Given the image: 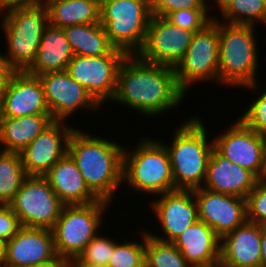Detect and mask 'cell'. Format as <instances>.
<instances>
[{
  "instance_id": "1",
  "label": "cell",
  "mask_w": 266,
  "mask_h": 267,
  "mask_svg": "<svg viewBox=\"0 0 266 267\" xmlns=\"http://www.w3.org/2000/svg\"><path fill=\"white\" fill-rule=\"evenodd\" d=\"M173 67L149 63L127 55L118 69L113 103L131 108L146 118L177 109L186 98Z\"/></svg>"
},
{
  "instance_id": "2",
  "label": "cell",
  "mask_w": 266,
  "mask_h": 267,
  "mask_svg": "<svg viewBox=\"0 0 266 267\" xmlns=\"http://www.w3.org/2000/svg\"><path fill=\"white\" fill-rule=\"evenodd\" d=\"M124 147L112 138L93 136L76 127L69 136L67 153L75 161L85 183L99 199L110 203L123 184Z\"/></svg>"
},
{
  "instance_id": "3",
  "label": "cell",
  "mask_w": 266,
  "mask_h": 267,
  "mask_svg": "<svg viewBox=\"0 0 266 267\" xmlns=\"http://www.w3.org/2000/svg\"><path fill=\"white\" fill-rule=\"evenodd\" d=\"M200 116L182 121L174 132L172 141L164 143L171 160L175 189L201 188L214 149L213 139Z\"/></svg>"
},
{
  "instance_id": "4",
  "label": "cell",
  "mask_w": 266,
  "mask_h": 267,
  "mask_svg": "<svg viewBox=\"0 0 266 267\" xmlns=\"http://www.w3.org/2000/svg\"><path fill=\"white\" fill-rule=\"evenodd\" d=\"M156 139L144 136L135 147H130V150L128 146L124 147L123 184L132 192L155 197L175 190L170 155L164 145L165 141Z\"/></svg>"
},
{
  "instance_id": "5",
  "label": "cell",
  "mask_w": 266,
  "mask_h": 267,
  "mask_svg": "<svg viewBox=\"0 0 266 267\" xmlns=\"http://www.w3.org/2000/svg\"><path fill=\"white\" fill-rule=\"evenodd\" d=\"M255 29L252 25L218 20L219 84L222 86L243 88L257 82L260 56Z\"/></svg>"
},
{
  "instance_id": "6",
  "label": "cell",
  "mask_w": 266,
  "mask_h": 267,
  "mask_svg": "<svg viewBox=\"0 0 266 267\" xmlns=\"http://www.w3.org/2000/svg\"><path fill=\"white\" fill-rule=\"evenodd\" d=\"M0 17L7 47L5 57L17 71H26L36 59L43 32L49 24L47 7L45 4L12 7L1 11Z\"/></svg>"
},
{
  "instance_id": "7",
  "label": "cell",
  "mask_w": 266,
  "mask_h": 267,
  "mask_svg": "<svg viewBox=\"0 0 266 267\" xmlns=\"http://www.w3.org/2000/svg\"><path fill=\"white\" fill-rule=\"evenodd\" d=\"M151 16L150 0H100V24L111 44L127 55L141 49Z\"/></svg>"
},
{
  "instance_id": "8",
  "label": "cell",
  "mask_w": 266,
  "mask_h": 267,
  "mask_svg": "<svg viewBox=\"0 0 266 267\" xmlns=\"http://www.w3.org/2000/svg\"><path fill=\"white\" fill-rule=\"evenodd\" d=\"M109 206L110 202L102 199L85 205H64L51 229L57 256L68 260L77 257L101 230Z\"/></svg>"
},
{
  "instance_id": "9",
  "label": "cell",
  "mask_w": 266,
  "mask_h": 267,
  "mask_svg": "<svg viewBox=\"0 0 266 267\" xmlns=\"http://www.w3.org/2000/svg\"><path fill=\"white\" fill-rule=\"evenodd\" d=\"M174 69L177 84L185 94L198 82L219 84V33L215 16L195 32L184 57Z\"/></svg>"
},
{
  "instance_id": "10",
  "label": "cell",
  "mask_w": 266,
  "mask_h": 267,
  "mask_svg": "<svg viewBox=\"0 0 266 267\" xmlns=\"http://www.w3.org/2000/svg\"><path fill=\"white\" fill-rule=\"evenodd\" d=\"M22 227L52 229L64 204L45 176H27L9 204Z\"/></svg>"
},
{
  "instance_id": "11",
  "label": "cell",
  "mask_w": 266,
  "mask_h": 267,
  "mask_svg": "<svg viewBox=\"0 0 266 267\" xmlns=\"http://www.w3.org/2000/svg\"><path fill=\"white\" fill-rule=\"evenodd\" d=\"M127 54L115 48L109 55L73 56L67 72L101 106L111 102L116 89L118 69Z\"/></svg>"
},
{
  "instance_id": "12",
  "label": "cell",
  "mask_w": 266,
  "mask_h": 267,
  "mask_svg": "<svg viewBox=\"0 0 266 267\" xmlns=\"http://www.w3.org/2000/svg\"><path fill=\"white\" fill-rule=\"evenodd\" d=\"M194 34L171 24L164 17L152 15L144 43L136 55L146 62L175 68L184 57Z\"/></svg>"
},
{
  "instance_id": "13",
  "label": "cell",
  "mask_w": 266,
  "mask_h": 267,
  "mask_svg": "<svg viewBox=\"0 0 266 267\" xmlns=\"http://www.w3.org/2000/svg\"><path fill=\"white\" fill-rule=\"evenodd\" d=\"M44 88L45 102L54 120L67 121L75 112L100 111L101 106L67 71L49 72L38 76ZM85 109V110H84Z\"/></svg>"
},
{
  "instance_id": "14",
  "label": "cell",
  "mask_w": 266,
  "mask_h": 267,
  "mask_svg": "<svg viewBox=\"0 0 266 267\" xmlns=\"http://www.w3.org/2000/svg\"><path fill=\"white\" fill-rule=\"evenodd\" d=\"M153 199L150 200L149 208L152 209L156 220H158L157 222H159L157 224H160L163 231L159 235L148 229V234L153 238L164 242H172L189 226L199 220L198 206L193 190L175 189Z\"/></svg>"
},
{
  "instance_id": "15",
  "label": "cell",
  "mask_w": 266,
  "mask_h": 267,
  "mask_svg": "<svg viewBox=\"0 0 266 267\" xmlns=\"http://www.w3.org/2000/svg\"><path fill=\"white\" fill-rule=\"evenodd\" d=\"M228 128L213 138L214 149L261 179L265 136L252 130L239 117Z\"/></svg>"
},
{
  "instance_id": "16",
  "label": "cell",
  "mask_w": 266,
  "mask_h": 267,
  "mask_svg": "<svg viewBox=\"0 0 266 267\" xmlns=\"http://www.w3.org/2000/svg\"><path fill=\"white\" fill-rule=\"evenodd\" d=\"M198 217L222 238L247 221L246 199L203 187L193 190Z\"/></svg>"
},
{
  "instance_id": "17",
  "label": "cell",
  "mask_w": 266,
  "mask_h": 267,
  "mask_svg": "<svg viewBox=\"0 0 266 267\" xmlns=\"http://www.w3.org/2000/svg\"><path fill=\"white\" fill-rule=\"evenodd\" d=\"M75 126L55 120L19 154L27 176H45L67 153V145Z\"/></svg>"
},
{
  "instance_id": "18",
  "label": "cell",
  "mask_w": 266,
  "mask_h": 267,
  "mask_svg": "<svg viewBox=\"0 0 266 267\" xmlns=\"http://www.w3.org/2000/svg\"><path fill=\"white\" fill-rule=\"evenodd\" d=\"M4 117L51 115L45 102L44 88L38 76L17 71L0 93Z\"/></svg>"
},
{
  "instance_id": "19",
  "label": "cell",
  "mask_w": 266,
  "mask_h": 267,
  "mask_svg": "<svg viewBox=\"0 0 266 267\" xmlns=\"http://www.w3.org/2000/svg\"><path fill=\"white\" fill-rule=\"evenodd\" d=\"M56 256L51 229L21 227L5 244V264L9 267L41 264Z\"/></svg>"
},
{
  "instance_id": "20",
  "label": "cell",
  "mask_w": 266,
  "mask_h": 267,
  "mask_svg": "<svg viewBox=\"0 0 266 267\" xmlns=\"http://www.w3.org/2000/svg\"><path fill=\"white\" fill-rule=\"evenodd\" d=\"M262 225L246 221L221 238L219 267H260Z\"/></svg>"
},
{
  "instance_id": "21",
  "label": "cell",
  "mask_w": 266,
  "mask_h": 267,
  "mask_svg": "<svg viewBox=\"0 0 266 267\" xmlns=\"http://www.w3.org/2000/svg\"><path fill=\"white\" fill-rule=\"evenodd\" d=\"M257 180L251 171L228 161L213 149L202 187L246 199Z\"/></svg>"
},
{
  "instance_id": "22",
  "label": "cell",
  "mask_w": 266,
  "mask_h": 267,
  "mask_svg": "<svg viewBox=\"0 0 266 267\" xmlns=\"http://www.w3.org/2000/svg\"><path fill=\"white\" fill-rule=\"evenodd\" d=\"M172 243L192 267H219L221 238L203 221L193 223Z\"/></svg>"
},
{
  "instance_id": "23",
  "label": "cell",
  "mask_w": 266,
  "mask_h": 267,
  "mask_svg": "<svg viewBox=\"0 0 266 267\" xmlns=\"http://www.w3.org/2000/svg\"><path fill=\"white\" fill-rule=\"evenodd\" d=\"M45 177L64 205H85L100 200L89 189L68 153L52 166Z\"/></svg>"
},
{
  "instance_id": "24",
  "label": "cell",
  "mask_w": 266,
  "mask_h": 267,
  "mask_svg": "<svg viewBox=\"0 0 266 267\" xmlns=\"http://www.w3.org/2000/svg\"><path fill=\"white\" fill-rule=\"evenodd\" d=\"M72 58L73 52L63 28L49 23L43 32L36 59L26 72L39 76L49 72L66 71Z\"/></svg>"
},
{
  "instance_id": "25",
  "label": "cell",
  "mask_w": 266,
  "mask_h": 267,
  "mask_svg": "<svg viewBox=\"0 0 266 267\" xmlns=\"http://www.w3.org/2000/svg\"><path fill=\"white\" fill-rule=\"evenodd\" d=\"M54 121L51 115L4 117L0 144L6 152L20 153Z\"/></svg>"
},
{
  "instance_id": "26",
  "label": "cell",
  "mask_w": 266,
  "mask_h": 267,
  "mask_svg": "<svg viewBox=\"0 0 266 267\" xmlns=\"http://www.w3.org/2000/svg\"><path fill=\"white\" fill-rule=\"evenodd\" d=\"M45 5L56 27L100 22V0H46Z\"/></svg>"
},
{
  "instance_id": "27",
  "label": "cell",
  "mask_w": 266,
  "mask_h": 267,
  "mask_svg": "<svg viewBox=\"0 0 266 267\" xmlns=\"http://www.w3.org/2000/svg\"><path fill=\"white\" fill-rule=\"evenodd\" d=\"M63 30L70 43L73 56L109 55L115 49L100 22L70 25L63 27Z\"/></svg>"
},
{
  "instance_id": "28",
  "label": "cell",
  "mask_w": 266,
  "mask_h": 267,
  "mask_svg": "<svg viewBox=\"0 0 266 267\" xmlns=\"http://www.w3.org/2000/svg\"><path fill=\"white\" fill-rule=\"evenodd\" d=\"M217 8L221 16L219 13L214 16L225 23L256 26L260 21L266 24V0H223Z\"/></svg>"
},
{
  "instance_id": "29",
  "label": "cell",
  "mask_w": 266,
  "mask_h": 267,
  "mask_svg": "<svg viewBox=\"0 0 266 267\" xmlns=\"http://www.w3.org/2000/svg\"><path fill=\"white\" fill-rule=\"evenodd\" d=\"M27 174L19 153L6 152L0 158V204L9 205Z\"/></svg>"
},
{
  "instance_id": "30",
  "label": "cell",
  "mask_w": 266,
  "mask_h": 267,
  "mask_svg": "<svg viewBox=\"0 0 266 267\" xmlns=\"http://www.w3.org/2000/svg\"><path fill=\"white\" fill-rule=\"evenodd\" d=\"M145 264L147 267H192L172 242L153 238L145 229Z\"/></svg>"
},
{
  "instance_id": "31",
  "label": "cell",
  "mask_w": 266,
  "mask_h": 267,
  "mask_svg": "<svg viewBox=\"0 0 266 267\" xmlns=\"http://www.w3.org/2000/svg\"><path fill=\"white\" fill-rule=\"evenodd\" d=\"M140 242L123 240L115 245L114 252L108 262L109 267H142L145 265V230L140 229Z\"/></svg>"
},
{
  "instance_id": "32",
  "label": "cell",
  "mask_w": 266,
  "mask_h": 267,
  "mask_svg": "<svg viewBox=\"0 0 266 267\" xmlns=\"http://www.w3.org/2000/svg\"><path fill=\"white\" fill-rule=\"evenodd\" d=\"M213 9L214 7L176 10L170 12L165 19L181 29L197 32L213 20Z\"/></svg>"
},
{
  "instance_id": "33",
  "label": "cell",
  "mask_w": 266,
  "mask_h": 267,
  "mask_svg": "<svg viewBox=\"0 0 266 267\" xmlns=\"http://www.w3.org/2000/svg\"><path fill=\"white\" fill-rule=\"evenodd\" d=\"M258 81L251 85L243 87L244 89L258 90L259 94L257 98L252 101V103L246 107L247 109L242 113L239 118L252 130L256 131L259 135L266 137V90L262 93L259 92Z\"/></svg>"
},
{
  "instance_id": "34",
  "label": "cell",
  "mask_w": 266,
  "mask_h": 267,
  "mask_svg": "<svg viewBox=\"0 0 266 267\" xmlns=\"http://www.w3.org/2000/svg\"><path fill=\"white\" fill-rule=\"evenodd\" d=\"M101 231L86 245L84 250L78 255L82 261L95 264L108 265L114 252L115 245L118 243L109 235L100 234ZM109 237V238H108Z\"/></svg>"
},
{
  "instance_id": "35",
  "label": "cell",
  "mask_w": 266,
  "mask_h": 267,
  "mask_svg": "<svg viewBox=\"0 0 266 267\" xmlns=\"http://www.w3.org/2000/svg\"><path fill=\"white\" fill-rule=\"evenodd\" d=\"M247 221L266 226V179H258L246 198Z\"/></svg>"
},
{
  "instance_id": "36",
  "label": "cell",
  "mask_w": 266,
  "mask_h": 267,
  "mask_svg": "<svg viewBox=\"0 0 266 267\" xmlns=\"http://www.w3.org/2000/svg\"><path fill=\"white\" fill-rule=\"evenodd\" d=\"M210 2L211 0H150V8L152 15L165 18L176 10L215 7Z\"/></svg>"
},
{
  "instance_id": "37",
  "label": "cell",
  "mask_w": 266,
  "mask_h": 267,
  "mask_svg": "<svg viewBox=\"0 0 266 267\" xmlns=\"http://www.w3.org/2000/svg\"><path fill=\"white\" fill-rule=\"evenodd\" d=\"M21 227L10 205L0 204V240L6 243L17 234Z\"/></svg>"
},
{
  "instance_id": "38",
  "label": "cell",
  "mask_w": 266,
  "mask_h": 267,
  "mask_svg": "<svg viewBox=\"0 0 266 267\" xmlns=\"http://www.w3.org/2000/svg\"><path fill=\"white\" fill-rule=\"evenodd\" d=\"M17 70L11 65L10 61L5 57L3 51H0V93L7 87L12 76Z\"/></svg>"
},
{
  "instance_id": "39",
  "label": "cell",
  "mask_w": 266,
  "mask_h": 267,
  "mask_svg": "<svg viewBox=\"0 0 266 267\" xmlns=\"http://www.w3.org/2000/svg\"><path fill=\"white\" fill-rule=\"evenodd\" d=\"M46 0H0V12L12 7L39 6Z\"/></svg>"
},
{
  "instance_id": "40",
  "label": "cell",
  "mask_w": 266,
  "mask_h": 267,
  "mask_svg": "<svg viewBox=\"0 0 266 267\" xmlns=\"http://www.w3.org/2000/svg\"><path fill=\"white\" fill-rule=\"evenodd\" d=\"M26 267H69V260L56 256L53 260H50L41 264H34Z\"/></svg>"
},
{
  "instance_id": "41",
  "label": "cell",
  "mask_w": 266,
  "mask_h": 267,
  "mask_svg": "<svg viewBox=\"0 0 266 267\" xmlns=\"http://www.w3.org/2000/svg\"><path fill=\"white\" fill-rule=\"evenodd\" d=\"M69 267H109L108 265L95 264L82 261L78 256L69 260Z\"/></svg>"
},
{
  "instance_id": "42",
  "label": "cell",
  "mask_w": 266,
  "mask_h": 267,
  "mask_svg": "<svg viewBox=\"0 0 266 267\" xmlns=\"http://www.w3.org/2000/svg\"><path fill=\"white\" fill-rule=\"evenodd\" d=\"M260 267H266V226L261 229V260Z\"/></svg>"
},
{
  "instance_id": "43",
  "label": "cell",
  "mask_w": 266,
  "mask_h": 267,
  "mask_svg": "<svg viewBox=\"0 0 266 267\" xmlns=\"http://www.w3.org/2000/svg\"><path fill=\"white\" fill-rule=\"evenodd\" d=\"M261 179H266V137L263 144V165L261 169Z\"/></svg>"
},
{
  "instance_id": "44",
  "label": "cell",
  "mask_w": 266,
  "mask_h": 267,
  "mask_svg": "<svg viewBox=\"0 0 266 267\" xmlns=\"http://www.w3.org/2000/svg\"><path fill=\"white\" fill-rule=\"evenodd\" d=\"M5 244L0 240V264H5Z\"/></svg>"
},
{
  "instance_id": "45",
  "label": "cell",
  "mask_w": 266,
  "mask_h": 267,
  "mask_svg": "<svg viewBox=\"0 0 266 267\" xmlns=\"http://www.w3.org/2000/svg\"><path fill=\"white\" fill-rule=\"evenodd\" d=\"M3 122H4L3 100H2V98L0 96V131H1Z\"/></svg>"
},
{
  "instance_id": "46",
  "label": "cell",
  "mask_w": 266,
  "mask_h": 267,
  "mask_svg": "<svg viewBox=\"0 0 266 267\" xmlns=\"http://www.w3.org/2000/svg\"><path fill=\"white\" fill-rule=\"evenodd\" d=\"M6 153L2 145L0 144V158Z\"/></svg>"
},
{
  "instance_id": "47",
  "label": "cell",
  "mask_w": 266,
  "mask_h": 267,
  "mask_svg": "<svg viewBox=\"0 0 266 267\" xmlns=\"http://www.w3.org/2000/svg\"><path fill=\"white\" fill-rule=\"evenodd\" d=\"M223 0H213L212 4H215L216 6H218Z\"/></svg>"
},
{
  "instance_id": "48",
  "label": "cell",
  "mask_w": 266,
  "mask_h": 267,
  "mask_svg": "<svg viewBox=\"0 0 266 267\" xmlns=\"http://www.w3.org/2000/svg\"><path fill=\"white\" fill-rule=\"evenodd\" d=\"M0 267H9L6 264H0Z\"/></svg>"
}]
</instances>
